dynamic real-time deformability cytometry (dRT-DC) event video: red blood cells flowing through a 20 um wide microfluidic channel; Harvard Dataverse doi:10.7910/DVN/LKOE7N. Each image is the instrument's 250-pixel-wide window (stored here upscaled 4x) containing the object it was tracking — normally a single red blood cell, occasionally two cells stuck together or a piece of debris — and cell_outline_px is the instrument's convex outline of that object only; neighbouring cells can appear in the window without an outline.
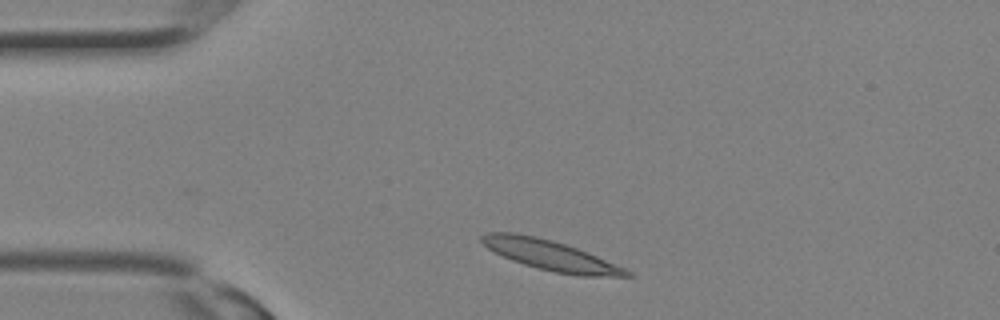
{"species": "Egyptian fruit bat (a non-hibernating species)", "species_latin": "Rousettus aegyptiacus", "temperature_condition": "room temperature", "stored_images_in_passage": 17, "camera_frame_rate_fps": 3000, "um_per_image_px": 0.085, "animal": {"sex": "female"}, "frame": {"image": 1, "passage_image": 1, "time_ms": 0.0, "image_size_px": [1000, 320], "cell_outline_px": [[636, 276], [580, 276], [556, 272], [524, 264], [512, 260], [488, 248], [480, 240], [480, 236], [488, 232], [516, 232], [536, 236], [552, 240], [588, 252], [624, 268], [632, 272]], "centroid_in_image_um": [46.79, 21.68], "position_along_channel_um": 38.2, "area_um2": 25.09}}
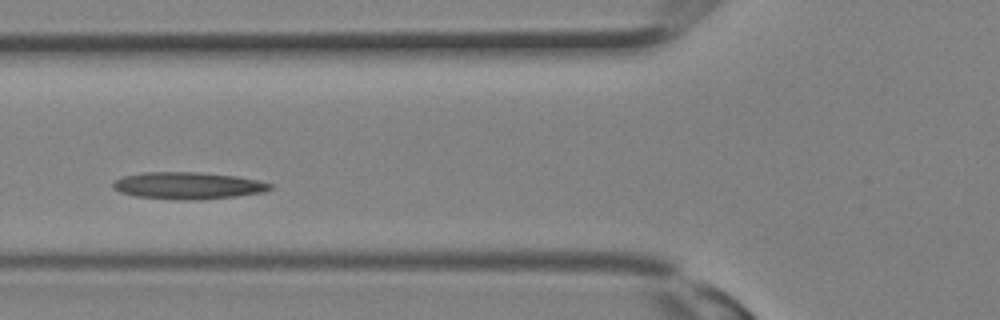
{"frame": {"image": 2, "passage_image": 6, "time_ms": 1.667, "image_size_px": [1000, 320], "cell_outline_px": [[272, 188], [264, 192], [236, 196], [196, 200], [180, 200], [136, 196], [120, 192], [112, 188], [112, 184], [116, 180], [124, 176], [144, 172], [200, 172], [236, 176], [256, 180], [272, 184]], "centroid_in_image_um": [15.97, 15.78], "position_along_channel_um": 109.8, "area_um2": 24.62}}
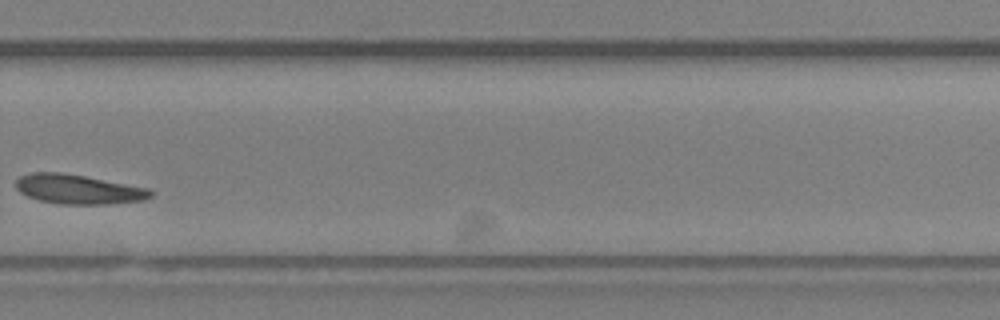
{"frame": {"image": 3, "passage_image": 16, "time_ms": 5.0, "image_size_px": [1000, 320], "cell_outline_px": [[156, 192], [152, 196], [144, 200], [108, 204], [60, 204], [40, 200], [28, 196], [20, 192], [16, 188], [16, 180], [20, 176], [32, 172], [64, 172], [148, 188]], "centroid_in_image_um": [6.67, 16.08], "position_along_channel_um": 323.1, "area_um2": 23.18}}